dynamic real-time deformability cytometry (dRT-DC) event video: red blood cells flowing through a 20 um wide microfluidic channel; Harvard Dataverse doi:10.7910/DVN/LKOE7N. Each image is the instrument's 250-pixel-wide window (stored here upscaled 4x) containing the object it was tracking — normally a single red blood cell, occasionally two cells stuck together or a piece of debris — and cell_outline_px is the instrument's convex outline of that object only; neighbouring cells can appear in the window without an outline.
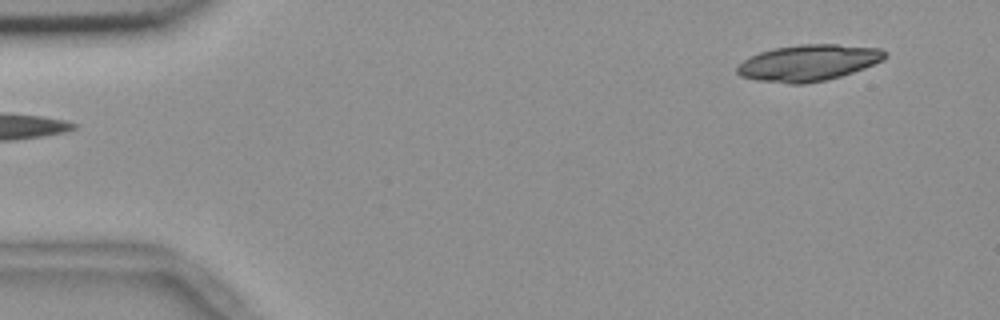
{"species": "common noctule bat (a hibernating species)", "species_latin": "Nyctalus noctula", "temperature_condition": "room temperature", "stored_images_in_passage": 5, "camera_frame_rate_fps": 3000, "um_per_image_px": 0.085, "animal": {"sex": "female", "body_mass_g": 18.4}, "frame": {"image": 1, "passage_image": 5, "time_ms": 1.333, "image_size_px": [1000, 320], "cell_outline_px": [[888, 56], [884, 60], [864, 68], [840, 76], [824, 80], [804, 84], [788, 84], [756, 80], [740, 76], [736, 72], [736, 68], [744, 60], [760, 52], [772, 48], [800, 44], [836, 44], [880, 48], [888, 52]], "centroid_in_image_um": [68.73, 5.33], "position_along_channel_um": 16.3, "area_um2": 31.33}}